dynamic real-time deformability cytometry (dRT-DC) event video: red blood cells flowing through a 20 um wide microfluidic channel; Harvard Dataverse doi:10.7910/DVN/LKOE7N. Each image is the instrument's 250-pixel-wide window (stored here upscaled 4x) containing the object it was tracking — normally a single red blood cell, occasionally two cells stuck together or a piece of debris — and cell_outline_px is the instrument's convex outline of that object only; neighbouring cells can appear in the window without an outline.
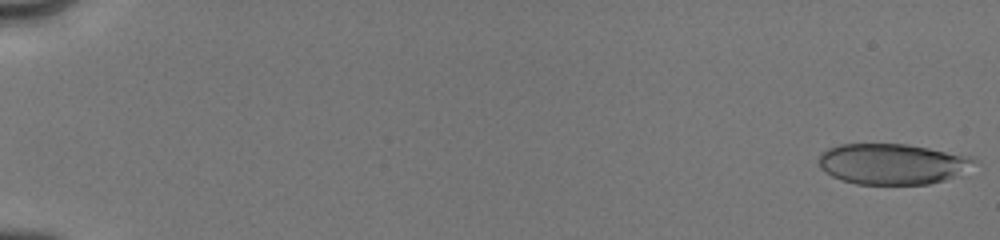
{"species": "human", "species_latin": "Homo sapiens", "temperature_condition": "cold", "stored_images_in_passage": 10, "camera_frame_rate_fps": 3000, "um_per_image_px": 0.085, "donor": {"sex": "male"}, "frame": {"image": 1, "passage_image": 1, "time_ms": 0.0, "image_size_px": [1000, 240], "cell_outline_px": [[980, 160], [952, 176], [944, 180], [928, 184], [856, 184], [832, 176], [820, 168], [820, 152], [828, 148], [840, 144], [904, 144], [976, 156]], "centroid_in_image_um": [75.84, 13.92], "position_along_channel_um": 9.2, "area_um2": 36.65}}